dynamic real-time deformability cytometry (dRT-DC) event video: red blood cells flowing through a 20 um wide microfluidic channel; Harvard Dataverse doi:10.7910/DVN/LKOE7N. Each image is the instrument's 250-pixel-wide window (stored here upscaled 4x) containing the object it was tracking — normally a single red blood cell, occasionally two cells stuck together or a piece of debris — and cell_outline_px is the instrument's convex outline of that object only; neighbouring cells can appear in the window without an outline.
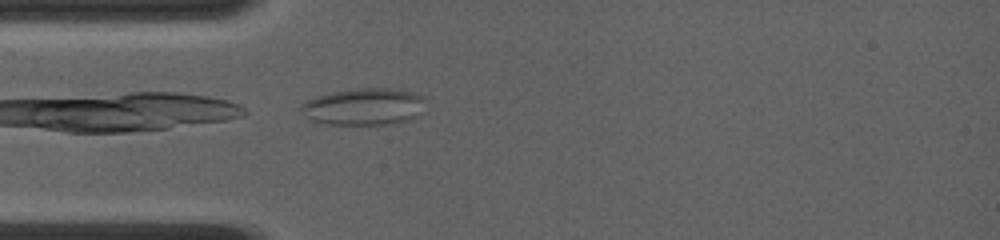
{"species": "common noctule bat (a hibernating species)", "species_latin": "Nyctalus noctula", "temperature_condition": "room temperature", "stored_images_in_passage": 31, "camera_frame_rate_fps": 4000, "um_per_image_px": 0.085, "animal": {"sex": "female", "body_mass_g": 19.0, "forearm_length_mm": 56.7}, "frame": {"image": 1, "passage_image": 1, "time_ms": 0.0, "image_size_px": [1000, 240], "cell_outline_px": [[424, 112], [420, 116], [412, 120], [396, 124], [328, 124], [312, 120], [304, 116], [300, 112], [300, 104], [316, 96], [332, 92], [356, 88], [392, 88], [412, 92], [424, 96]], "centroid_in_image_um": [30.98, 9.07], "position_along_channel_um": 54.0, "area_um2": 27.28}}